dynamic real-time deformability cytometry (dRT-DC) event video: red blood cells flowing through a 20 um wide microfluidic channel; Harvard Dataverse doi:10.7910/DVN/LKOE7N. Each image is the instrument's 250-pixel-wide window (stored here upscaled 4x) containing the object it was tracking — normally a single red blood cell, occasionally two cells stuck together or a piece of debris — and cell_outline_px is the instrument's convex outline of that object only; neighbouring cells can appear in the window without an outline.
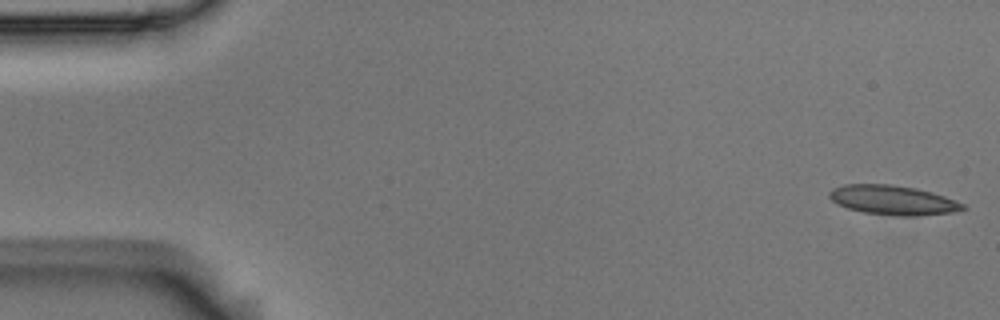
{"species": "Egyptian fruit bat (a non-hibernating species)", "species_latin": "Rousettus aegyptiacus", "temperature_condition": "room temperature", "stored_images_in_passage": 11, "camera_frame_rate_fps": 3000, "um_per_image_px": 0.085, "animal": {"sex": "male"}, "frame": {"image": 1, "passage_image": 1, "time_ms": 0.0, "image_size_px": [1000, 320], "cell_outline_px": [[968, 208], [952, 212], [912, 216], [896, 216], [864, 212], [848, 208], [832, 200], [828, 196], [828, 192], [832, 188], [844, 184], [892, 184], [916, 188], [932, 192], [944, 196], [964, 204]], "centroid_in_image_um": [75.89, 17.0], "position_along_channel_um": 9.1, "area_um2": 22.83}}